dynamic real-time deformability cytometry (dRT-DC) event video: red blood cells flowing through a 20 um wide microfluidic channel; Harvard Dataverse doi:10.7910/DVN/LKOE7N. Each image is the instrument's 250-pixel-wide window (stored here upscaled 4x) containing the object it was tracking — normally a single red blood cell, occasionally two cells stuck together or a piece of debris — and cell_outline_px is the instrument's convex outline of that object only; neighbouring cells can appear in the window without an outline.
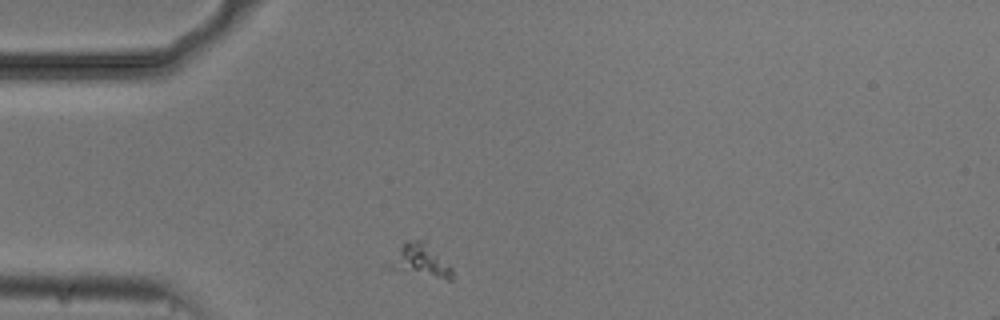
{"species": "common noctule bat (a hibernating species)", "species_latin": "Nyctalus noctula", "temperature_condition": "cold", "stored_images_in_passage": 42, "camera_frame_rate_fps": 3000, "um_per_image_px": 0.085, "animal": {"sex": "male", "body_mass_g": 20.5, "forearm_length_mm": 52.5}, "frame": {"image": 1, "passage_image": 1, "time_ms": 0.0, "image_size_px": [1000, 320], "cell_outline_px": [[452, 280], [448, 280], [396, 272], [380, 268], [380, 264], [404, 240], [424, 240], [452, 268]], "centroid_in_image_um": [35.49, 22.18], "position_along_channel_um": 49.5, "area_um2": 13.24}}
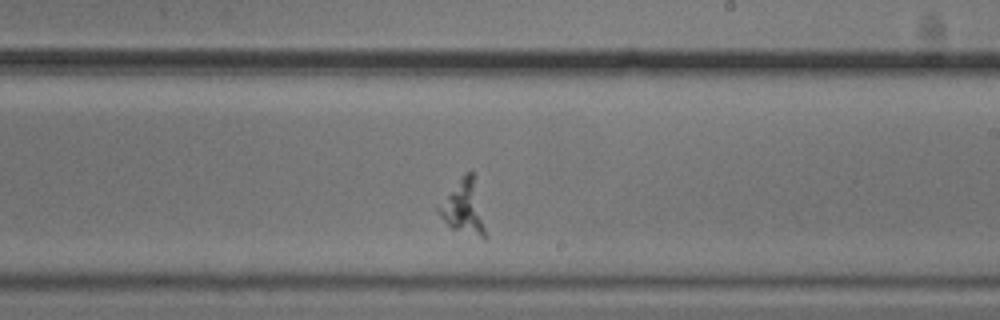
{"frame": {"image": 2, "passage_image": 19, "time_ms": 6.0, "image_size_px": [1000, 320], "cell_outline_px": [[488, 240], [484, 240], [448, 228], [440, 216], [436, 208], [464, 172], [472, 172], [488, 236]], "centroid_in_image_um": [39.42, 17.73], "position_along_channel_um": 249.6, "area_um2": 14.8}}
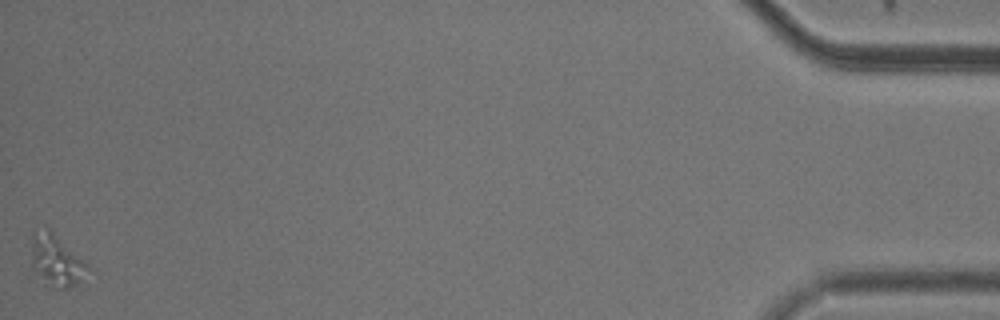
{"frame": {"image": 3, "passage_image": 42, "time_ms": 13.667, "image_size_px": [1000, 320], "cell_outline_px": [[88, 268], [68, 288], [52, 288], [44, 284], [32, 268], [32, 232], [48, 228], [84, 260], [88, 264]], "centroid_in_image_um": [4.71, 22.13], "position_along_channel_um": 430.5, "area_um2": 16.3}}